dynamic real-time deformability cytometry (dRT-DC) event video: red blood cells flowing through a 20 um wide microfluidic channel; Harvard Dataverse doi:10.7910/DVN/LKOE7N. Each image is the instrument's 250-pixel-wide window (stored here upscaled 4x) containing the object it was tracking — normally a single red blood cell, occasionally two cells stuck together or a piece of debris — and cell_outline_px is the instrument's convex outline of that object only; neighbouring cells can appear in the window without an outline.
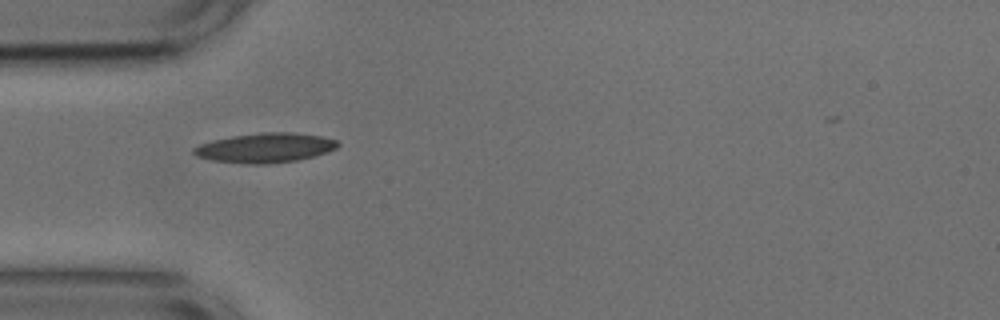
{"species": "common noctule bat (a hibernating species)", "species_latin": "Nyctalus noctula", "temperature_condition": "cold", "stored_images_in_passage": 36, "camera_frame_rate_fps": 3000, "um_per_image_px": 0.085, "animal": {"sex": "male", "body_mass_g": 17.9, "forearm_length_mm": 54.2}, "frame": {"image": 1, "passage_image": 1, "time_ms": 0.0, "image_size_px": [1000, 320], "cell_outline_px": [[340, 144], [336, 148], [328, 152], [316, 156], [296, 160], [268, 164], [244, 164], [212, 160], [196, 156], [192, 152], [192, 148], [200, 144], [212, 140], [232, 136], [260, 132], [292, 132], [320, 136], [336, 140]], "centroid_in_image_um": [22.53, 12.56], "position_along_channel_um": 62.5, "area_um2": 24.97}}
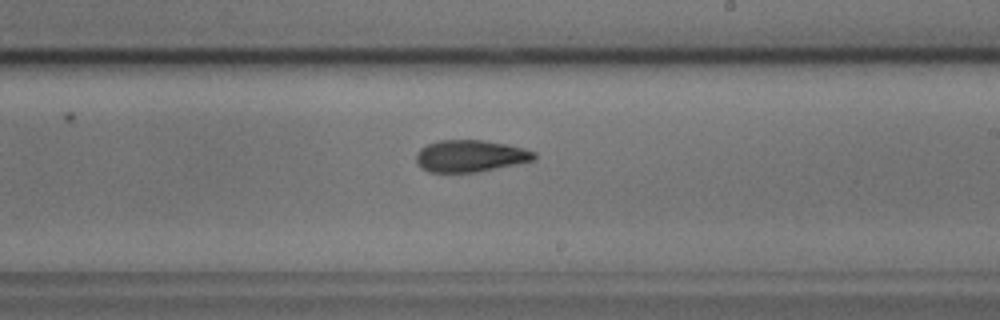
{"frame": {"image": 2, "passage_image": 16, "time_ms": 5.0, "image_size_px": [1000, 320], "cell_outline_px": [[536, 160], [476, 172], [428, 172], [420, 168], [416, 164], [416, 152], [420, 148], [428, 144], [440, 140], [484, 140], [508, 144], [524, 148], [536, 152]], "centroid_in_image_um": [39.96, 13.25], "position_along_channel_um": 249.0, "area_um2": 22.14}}
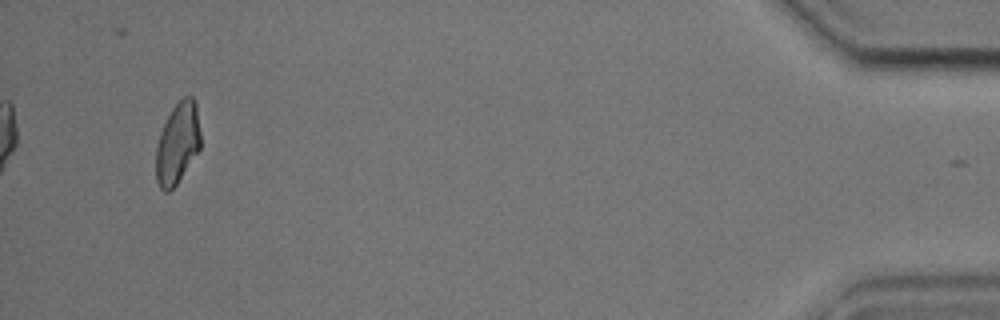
{"frame": {"image": 3, "passage_image": 36, "time_ms": 11.667, "image_size_px": [1000, 320], "cell_outline_px": [[200, 148], [176, 184], [168, 192], [164, 192], [160, 188], [156, 180], [156, 148], [160, 132], [172, 108], [184, 96], [192, 96], [196, 100], [200, 132]], "centroid_in_image_um": [15.09, 12.16], "position_along_channel_um": 420.1, "area_um2": 20.98}, "authors_computed_cell_mechanics": {"area_um2": 22.1663, "velocity_mm_per_s": 3.7472, "shape_relaxation_time_tau1_ms": 10.1563, "shape_relaxation_time_tau2_ms": 4.7892, "deformation_change_tau1": 0.2425, "deformation_change_tau2": 0.0946}}